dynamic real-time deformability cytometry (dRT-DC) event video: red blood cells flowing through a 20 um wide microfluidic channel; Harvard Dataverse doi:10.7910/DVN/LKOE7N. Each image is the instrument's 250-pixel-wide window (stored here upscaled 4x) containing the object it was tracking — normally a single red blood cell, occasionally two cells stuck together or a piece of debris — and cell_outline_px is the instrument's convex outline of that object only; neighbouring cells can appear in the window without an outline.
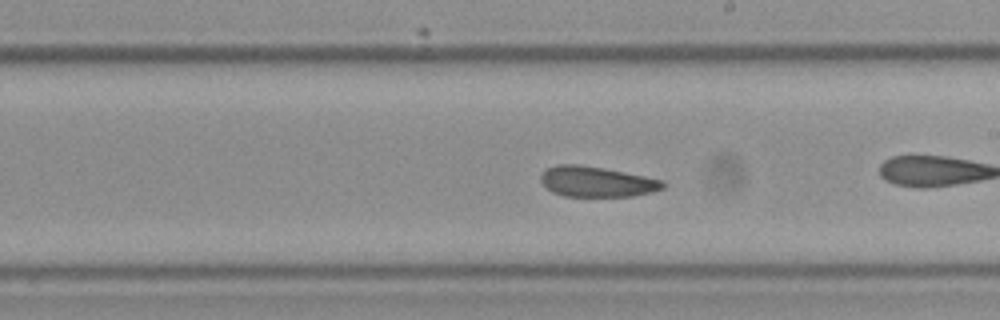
{"species": "Egyptian fruit bat (a non-hibernating species)", "species_latin": "Rousettus aegyptiacus", "temperature_condition": "cold", "stored_images_in_passage": 59, "camera_frame_rate_fps": 3000, "um_per_image_px": 0.085, "frame": {"image": 1, "passage_image": 34, "time_ms": 11.0, "image_size_px": [1000, 320], "cell_outline_px": [[664, 188], [632, 196], [564, 196], [552, 192], [540, 180], [540, 176], [548, 168], [556, 164], [580, 164], [604, 168], [664, 180]], "centroid_in_image_um": [50.7, 15.43], "position_along_channel_um": 238.3, "area_um2": 21.44}, "authors_computed_cell_mechanics": {"area_um2": 22.6576, "velocity_mm_per_s": 3.5202, "shape_relaxation_time_tau1_ms": null, "shape_relaxation_time_tau2_ms": 3.147, "deformation_change_tau1": null, "deformation_change_tau2": 0.0938}}